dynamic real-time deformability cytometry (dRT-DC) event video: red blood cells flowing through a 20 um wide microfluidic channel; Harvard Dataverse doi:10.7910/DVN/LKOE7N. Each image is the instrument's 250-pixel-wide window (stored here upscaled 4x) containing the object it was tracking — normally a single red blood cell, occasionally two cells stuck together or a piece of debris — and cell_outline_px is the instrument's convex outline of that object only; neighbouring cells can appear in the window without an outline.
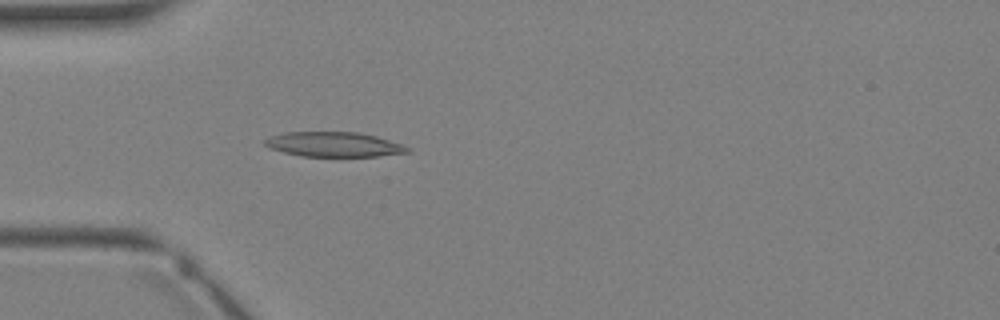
{"species": "Egyptian fruit bat (a non-hibernating species)", "species_latin": "Rousettus aegyptiacus", "temperature_condition": "warm", "stored_images_in_passage": 3, "camera_frame_rate_fps": 3000, "um_per_image_px": 0.085, "animal": {"sex": "female"}, "frame": {"image": 1, "passage_image": 3, "time_ms": 3.333, "image_size_px": [1000, 320], "cell_outline_px": [[412, 152], [380, 156], [300, 156], [268, 148], [264, 144], [264, 140], [268, 136], [284, 132], [360, 132], [376, 136], [412, 148]], "centroid_in_image_um": [28.37, 12.27], "position_along_channel_um": 56.6, "area_um2": 20.75}}